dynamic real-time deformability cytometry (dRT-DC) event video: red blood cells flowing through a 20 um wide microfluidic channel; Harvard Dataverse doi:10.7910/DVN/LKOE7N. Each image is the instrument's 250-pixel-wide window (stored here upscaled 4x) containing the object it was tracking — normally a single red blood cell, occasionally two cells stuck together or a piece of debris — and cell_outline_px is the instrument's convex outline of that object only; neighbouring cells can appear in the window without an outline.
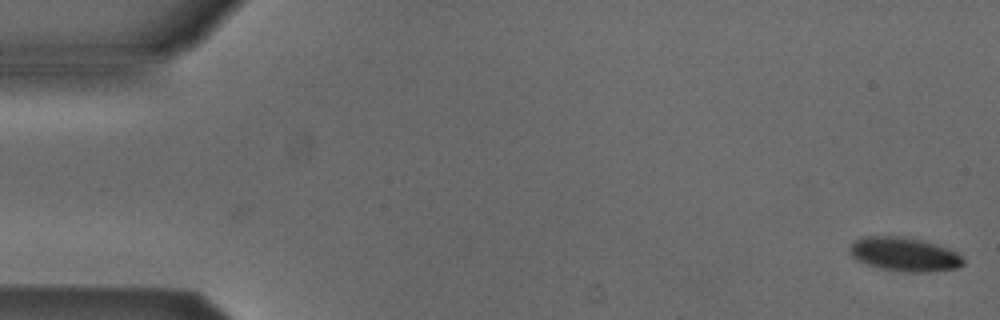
{"species": "Egyptian fruit bat (a non-hibernating species)", "species_latin": "Rousettus aegyptiacus", "temperature_condition": "cold", "stored_images_in_passage": 5, "camera_frame_rate_fps": 3000, "um_per_image_px": 0.085, "animal": {"sex": "male"}, "frame": {"image": 1, "passage_image": 1, "time_ms": 0.0, "image_size_px": [1000, 320], "cell_outline_px": [[964, 264], [956, 268], [928, 272], [904, 272], [880, 268], [856, 260], [848, 252], [848, 248], [856, 240], [864, 236], [896, 236], [920, 240], [948, 248], [956, 252], [964, 260]], "centroid_in_image_um": [76.84, 21.62], "position_along_channel_um": 8.2, "area_um2": 22.25}}
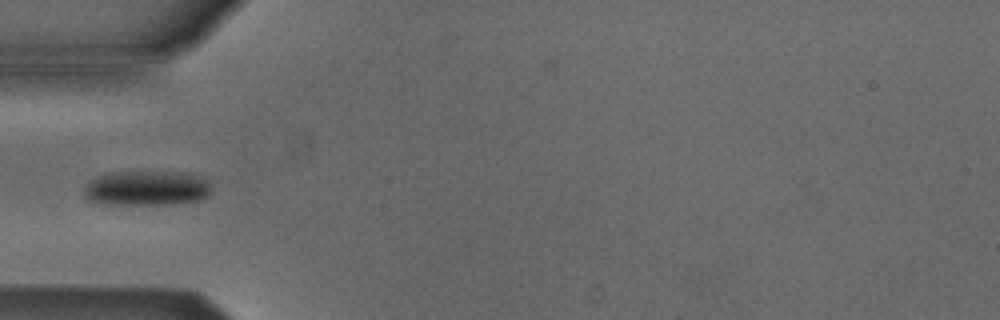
{"frame": {"image": 2, "passage_image": 5, "time_ms": 1.333, "image_size_px": [1000, 320], "cell_outline_px": [[212, 188], [208, 196], [200, 200], [172, 204], [96, 204], [88, 200], [84, 196], [84, 188], [88, 180], [100, 176], [116, 172], [180, 172], [200, 176], [208, 180]], "centroid_in_image_um": [12.46, 16.01], "position_along_channel_um": 72.5, "area_um2": 26.13}}